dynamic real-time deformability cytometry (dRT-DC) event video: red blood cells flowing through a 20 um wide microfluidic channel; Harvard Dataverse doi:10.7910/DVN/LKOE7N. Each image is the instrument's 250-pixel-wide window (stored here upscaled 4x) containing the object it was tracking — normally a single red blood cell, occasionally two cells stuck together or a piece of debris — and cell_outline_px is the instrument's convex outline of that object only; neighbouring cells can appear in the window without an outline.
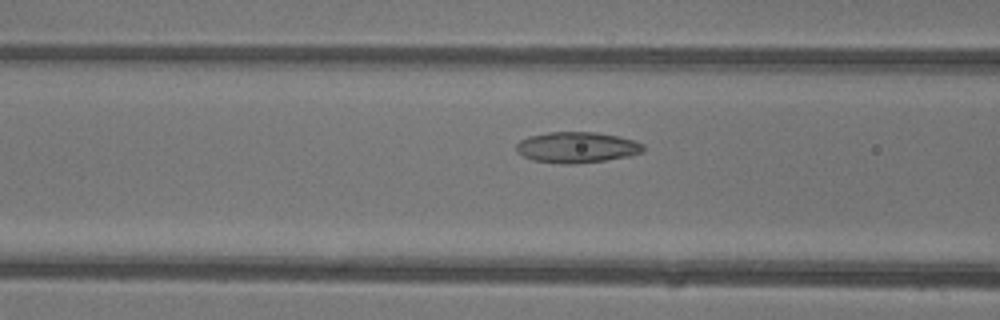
{"species": "common noctule bat (a hibernating species)", "species_latin": "Nyctalus noctula", "temperature_condition": "warm", "stored_images_in_passage": 48, "camera_frame_rate_fps": 3000, "um_per_image_px": 0.085, "animal": {"sex": "female"}, "frame": {"image": 1, "passage_image": 20, "time_ms": 6.333, "image_size_px": [1000, 320], "cell_outline_px": [[644, 152], [632, 156], [604, 160], [572, 164], [564, 164], [532, 160], [516, 152], [516, 144], [520, 140], [528, 136], [548, 132], [596, 132], [620, 136], [636, 140], [644, 144]], "centroid_in_image_um": [49.07, 12.52], "position_along_channel_um": 117.5, "area_um2": 23.12}}
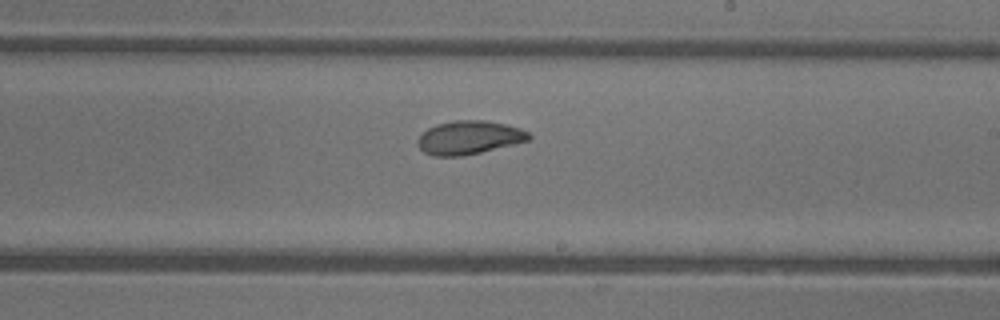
{"frame": {"image": 2, "passage_image": 29, "time_ms": 9.333, "image_size_px": [1000, 320], "cell_outline_px": [[532, 136], [528, 140], [480, 152], [460, 156], [432, 156], [424, 152], [416, 144], [416, 140], [428, 128], [436, 124], [452, 120], [484, 120], [504, 124], [520, 128], [528, 132]], "centroid_in_image_um": [39.82, 11.68], "position_along_channel_um": 249.2, "area_um2": 21.56}}
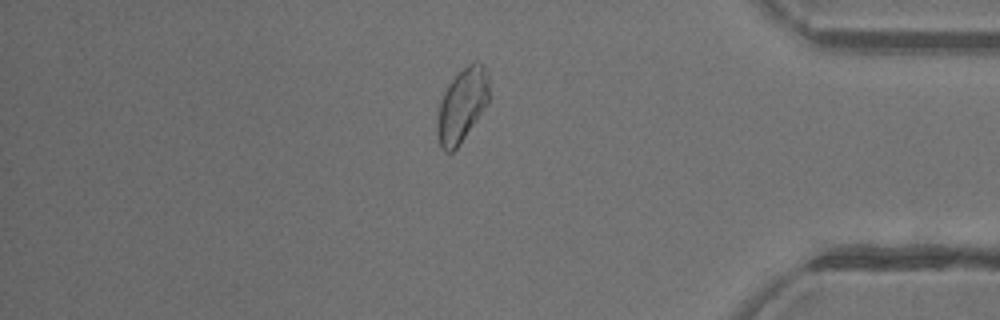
{"frame": {"image": 3, "passage_image": 41, "time_ms": 13.333, "image_size_px": [1000, 320], "cell_outline_px": [[488, 100], [476, 120], [456, 148], [452, 152], [444, 152], [440, 148], [436, 132], [436, 124], [440, 100], [448, 84], [472, 60], [480, 60], [484, 64], [488, 76]], "centroid_in_image_um": [39.24, 8.92], "position_along_channel_um": 396.0, "area_um2": 22.08}, "authors_computed_cell_mechanics": {"area_um2": 23.12, "velocity_mm_per_s": 4.3793, "shape_relaxation_time_tau1_ms": 3.7425, "shape_relaxation_time_tau2_ms": 1.7818, "deformation_change_tau1": 0.1167, "deformation_change_tau2": 0.0588}}